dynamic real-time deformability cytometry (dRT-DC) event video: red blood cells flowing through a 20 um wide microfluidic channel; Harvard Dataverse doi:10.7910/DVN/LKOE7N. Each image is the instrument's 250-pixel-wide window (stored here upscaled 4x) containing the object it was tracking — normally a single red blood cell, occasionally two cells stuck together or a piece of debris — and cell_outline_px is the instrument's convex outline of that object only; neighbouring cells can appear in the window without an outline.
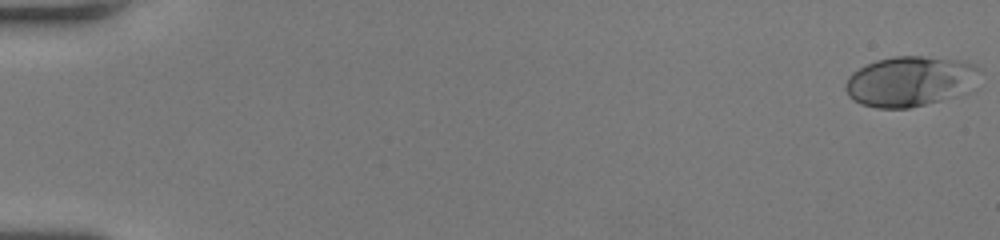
{"species": "human", "species_latin": "Homo sapiens", "temperature_condition": "room temperature", "stored_images_in_passage": 53, "camera_frame_rate_fps": 3000, "um_per_image_px": 0.085, "donor": {"sex": "female"}, "frame": {"image": 1, "passage_image": 1, "time_ms": 0.0, "image_size_px": [1000, 240], "cell_outline_px": [[980, 68], [968, 92], [940, 100], [908, 108], [876, 108], [860, 104], [852, 100], [848, 96], [844, 88], [844, 84], [848, 76], [852, 72], [876, 60], [892, 56], [924, 56], [968, 60]], "centroid_in_image_um": [77.32, 6.9], "position_along_channel_um": 7.7, "area_um2": 39.48}}
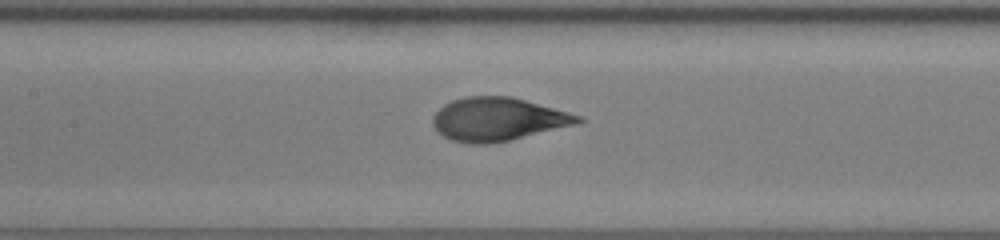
{"frame": {"image": 2, "passage_image": 27, "time_ms": 8.667, "image_size_px": [1000, 240], "cell_outline_px": [[584, 120], [576, 124], [508, 140], [488, 144], [468, 144], [452, 140], [436, 132], [432, 124], [432, 116], [444, 104], [452, 100], [464, 96], [512, 96], [568, 112], [580, 116]], "centroid_in_image_um": [42.26, 10.13], "position_along_channel_um": 165.1, "area_um2": 36.47}}
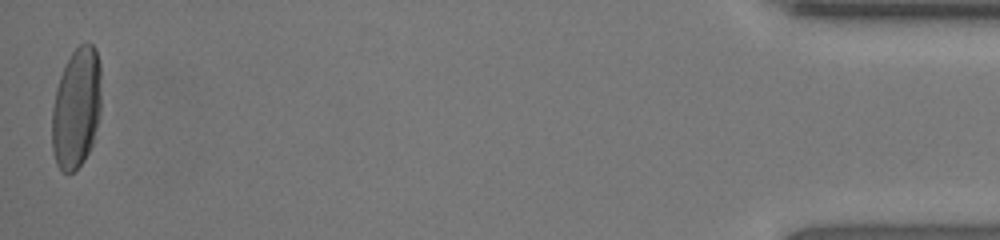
{"frame": {"image": 3, "passage_image": 53, "time_ms": 17.333, "image_size_px": [1000, 240], "cell_outline_px": [[100, 112], [92, 144], [84, 160], [72, 172], [60, 172], [56, 164], [52, 152], [52, 108], [56, 88], [60, 76], [72, 52], [80, 44], [88, 40], [96, 48], [100, 64]], "centroid_in_image_um": [6.48, 9.17], "position_along_channel_um": 428.7, "area_um2": 34.8}, "authors_computed_cell_mechanics": {"area_um2": 36.2984, "velocity_mm_per_s": 4.0479, "shape_relaxation_time_tau1_ms": 3.559, "shape_relaxation_time_tau2_ms": null, "deformation_change_tau1": 0.1981, "deformation_change_tau2": null}}